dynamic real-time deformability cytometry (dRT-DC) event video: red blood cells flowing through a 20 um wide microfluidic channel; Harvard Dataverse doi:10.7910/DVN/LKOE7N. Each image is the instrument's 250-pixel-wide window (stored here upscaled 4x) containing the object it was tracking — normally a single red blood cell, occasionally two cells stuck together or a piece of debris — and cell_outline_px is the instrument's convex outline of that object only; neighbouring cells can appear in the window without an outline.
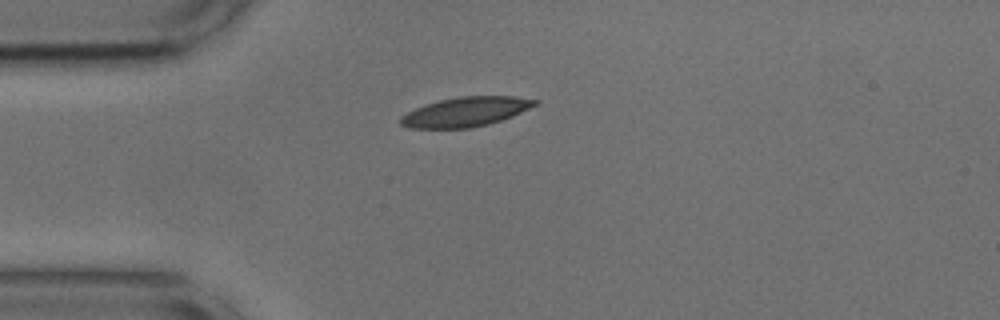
{"species": "common noctule bat (a hibernating species)", "species_latin": "Nyctalus noctula", "temperature_condition": "cold", "stored_images_in_passage": 41, "camera_frame_rate_fps": 3000, "um_per_image_px": 0.085, "animal": {"sex": "male", "body_mass_g": 17.9, "forearm_length_mm": 54.2}, "frame": {"image": 1, "passage_image": 1, "time_ms": 0.0, "image_size_px": [1000, 320], "cell_outline_px": [[540, 104], [512, 116], [488, 124], [468, 128], [412, 128], [400, 124], [400, 116], [424, 104], [440, 100], [460, 96], [516, 96], [540, 100]], "centroid_in_image_um": [39.62, 9.49], "position_along_channel_um": 45.4, "area_um2": 23.12}}
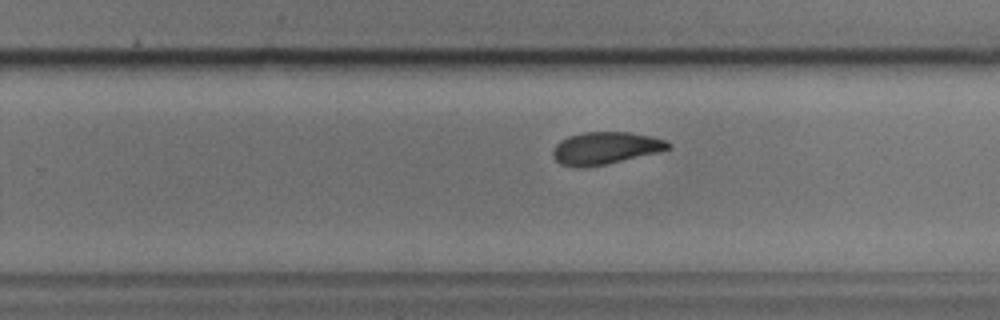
{"frame": {"image": 2, "passage_image": 21, "time_ms": 6.667, "image_size_px": [1000, 320], "cell_outline_px": [[672, 148], [660, 152], [604, 164], [584, 168], [580, 168], [560, 164], [552, 156], [552, 152], [556, 144], [560, 140], [568, 136], [580, 132], [632, 132], [652, 136], [668, 140], [672, 144]], "centroid_in_image_um": [51.48, 12.58], "position_along_channel_um": 278.3, "area_um2": 22.02}}
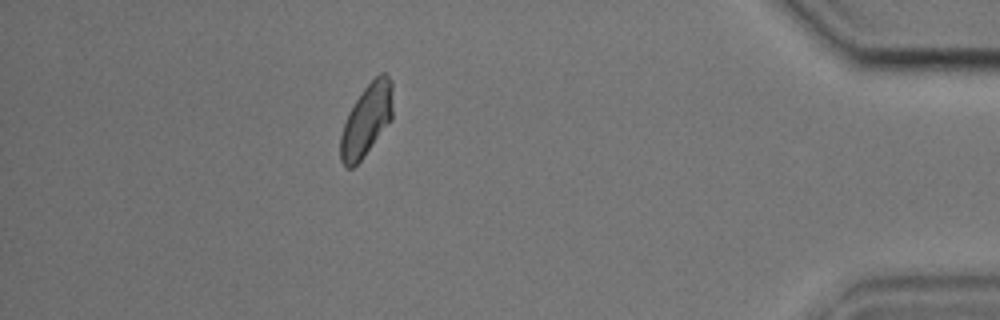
{"frame": {"image": 3, "passage_image": 35, "time_ms": 11.333, "image_size_px": [1000, 320], "cell_outline_px": [[392, 120], [364, 156], [352, 168], [344, 168], [340, 160], [340, 136], [348, 112], [364, 88], [380, 72], [384, 72], [392, 80]], "centroid_in_image_um": [31.15, 10.22], "position_along_channel_um": 404.0, "area_um2": 21.96}, "authors_computed_cell_mechanics": {"area_um2": 22.1374, "velocity_mm_per_s": 3.719, "shape_relaxation_time_tau1_ms": 7.5158, "shape_relaxation_time_tau2_ms": 2.6924, "deformation_change_tau1": 0.1709, "deformation_change_tau2": 0.0646}}